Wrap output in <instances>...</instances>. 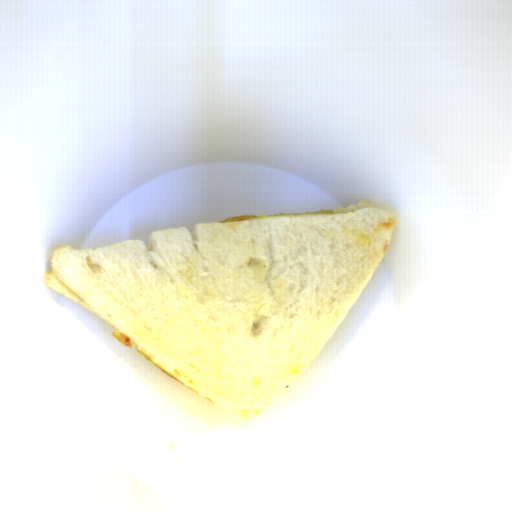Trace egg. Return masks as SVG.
Here are the masks:
<instances>
[{"label": "egg", "instance_id": "obj_1", "mask_svg": "<svg viewBox=\"0 0 512 512\" xmlns=\"http://www.w3.org/2000/svg\"><path fill=\"white\" fill-rule=\"evenodd\" d=\"M137 352L143 355L147 360H149L153 365H155L158 369H160L162 372H164L167 376L178 382L179 384H185L182 381H180L178 378L170 374L168 371L163 369L157 362H155L146 352H144L139 346L137 347ZM186 385V384H185Z\"/></svg>", "mask_w": 512, "mask_h": 512}, {"label": "egg", "instance_id": "obj_2", "mask_svg": "<svg viewBox=\"0 0 512 512\" xmlns=\"http://www.w3.org/2000/svg\"><path fill=\"white\" fill-rule=\"evenodd\" d=\"M112 336H113V338H114L115 340H117L119 343H121V344H123V345L127 346V345H126V343H125V341H126V339H129V338L127 337V335H126V334H124L123 332H121L120 330H118V329H117L116 331H114V333H113V335H112ZM132 346H133V345H132V343H131V345H130V346H128V347H130V348H131Z\"/></svg>", "mask_w": 512, "mask_h": 512}, {"label": "egg", "instance_id": "obj_3", "mask_svg": "<svg viewBox=\"0 0 512 512\" xmlns=\"http://www.w3.org/2000/svg\"><path fill=\"white\" fill-rule=\"evenodd\" d=\"M252 218H257V217L250 216V215L234 216V217H230V218H225L221 223H223V222H236V221L252 219Z\"/></svg>", "mask_w": 512, "mask_h": 512}, {"label": "egg", "instance_id": "obj_4", "mask_svg": "<svg viewBox=\"0 0 512 512\" xmlns=\"http://www.w3.org/2000/svg\"><path fill=\"white\" fill-rule=\"evenodd\" d=\"M335 209H328V210H313L309 211L307 215H321V214H334Z\"/></svg>", "mask_w": 512, "mask_h": 512}]
</instances>
